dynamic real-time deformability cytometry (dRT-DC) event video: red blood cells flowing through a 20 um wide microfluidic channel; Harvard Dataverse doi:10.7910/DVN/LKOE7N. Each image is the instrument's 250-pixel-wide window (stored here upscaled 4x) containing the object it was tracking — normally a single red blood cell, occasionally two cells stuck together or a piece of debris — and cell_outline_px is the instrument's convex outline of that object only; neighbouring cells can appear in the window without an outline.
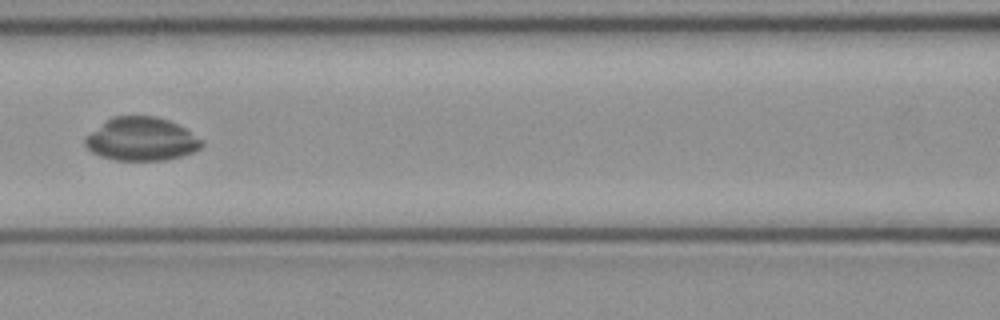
{"species": "common noctule bat (a hibernating species)", "species_latin": "Nyctalus noctula", "temperature_condition": "cold", "stored_images_in_passage": 4, "camera_frame_rate_fps": 3000, "um_per_image_px": 0.085, "animal": {"sex": "female", "body_mass_g": 21.9}, "frame": {"image": 1, "passage_image": 4, "time_ms": 1.0, "image_size_px": [1000, 320], "cell_outline_px": [[204, 144], [200, 148], [192, 152], [168, 160], [116, 160], [100, 156], [92, 152], [84, 144], [84, 136], [112, 116], [156, 116], [168, 120], [184, 128], [204, 140]], "centroid_in_image_um": [12.01, 11.82], "position_along_channel_um": 154.6, "area_um2": 29.48}}